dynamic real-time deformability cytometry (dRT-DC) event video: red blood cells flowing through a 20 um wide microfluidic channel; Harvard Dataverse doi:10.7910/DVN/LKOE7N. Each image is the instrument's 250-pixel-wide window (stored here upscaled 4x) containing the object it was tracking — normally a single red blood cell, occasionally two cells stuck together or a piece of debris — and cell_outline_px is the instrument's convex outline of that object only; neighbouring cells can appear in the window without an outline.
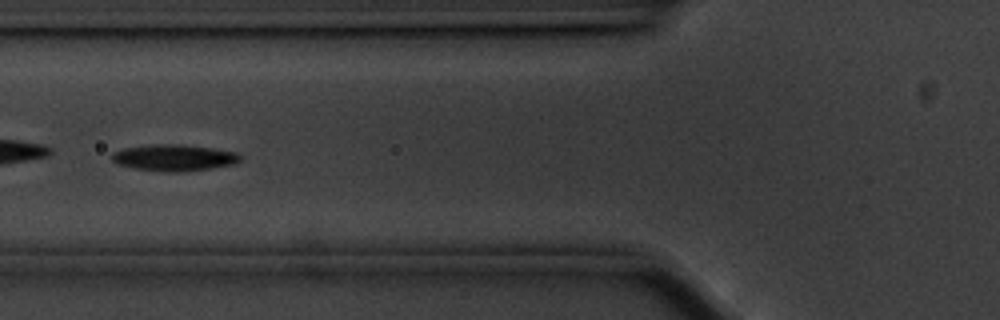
{"species": "common noctule bat (a hibernating species)", "species_latin": "Nyctalus noctula", "temperature_condition": "cold", "stored_images_in_passage": 50, "camera_frame_rate_fps": 3000, "um_per_image_px": 0.085, "animal": {"sex": "male", "body_mass_g": 20.1, "forearm_length_mm": 53.5}, "frame": {"image": 1, "passage_image": 15, "time_ms": 4.667, "image_size_px": [1000, 320], "cell_outline_px": [[244, 156], [236, 164], [212, 168], [184, 172], [164, 172], [132, 168], [116, 164], [112, 160], [112, 152], [124, 148], [152, 144], [180, 144], [212, 148], [236, 152]], "centroid_in_image_um": [14.81, 13.41], "position_along_channel_um": 111.0, "area_um2": 20.11}}
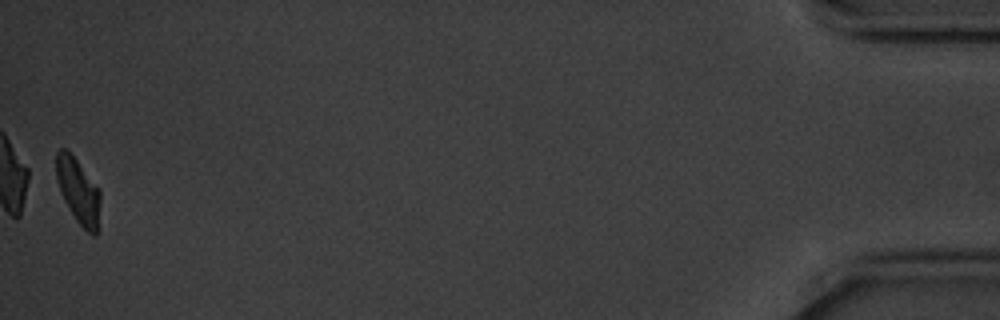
{"frame": {"image": 2, "passage_image": 50, "time_ms": 16.333, "image_size_px": [1000, 320], "cell_outline_px": [[100, 200], [96, 236], [92, 236], [76, 220], [64, 200], [60, 192], [56, 180], [56, 152], [60, 148], [64, 148], [76, 160], [100, 188]], "centroid_in_image_um": [6.65, 16.23], "position_along_channel_um": 428.6, "area_um2": 16.59}, "authors_computed_cell_mechanics": {"area_um2": 18.8139, "velocity_mm_per_s": 3.5104, "shape_relaxation_time_tau1_ms": 2.0006, "shape_relaxation_time_tau2_ms": null, "deformation_change_tau1": 0.1324, "deformation_change_tau2": null}}